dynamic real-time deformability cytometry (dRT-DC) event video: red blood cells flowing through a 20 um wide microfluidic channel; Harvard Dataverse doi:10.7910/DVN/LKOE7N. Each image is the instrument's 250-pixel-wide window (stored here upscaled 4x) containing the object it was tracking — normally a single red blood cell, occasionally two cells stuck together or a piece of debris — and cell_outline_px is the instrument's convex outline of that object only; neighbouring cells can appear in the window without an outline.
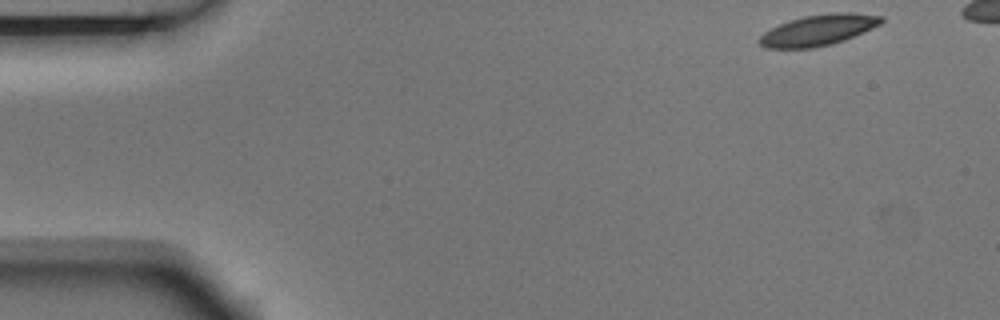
{"species": "Egyptian fruit bat (a non-hibernating species)", "species_latin": "Rousettus aegyptiacus", "temperature_condition": "room temperature", "stored_images_in_passage": 4, "camera_frame_rate_fps": 3000, "um_per_image_px": 0.085, "animal": {"sex": "male"}, "frame": {"image": 1, "passage_image": 1, "time_ms": 0.0, "image_size_px": [1000, 320], "cell_outline_px": [[884, 20], [880, 24], [864, 32], [844, 40], [832, 44], [812, 48], [768, 48], [760, 44], [756, 40], [764, 32], [788, 20], [804, 16], [832, 12], [852, 12], [884, 16]], "centroid_in_image_um": [69.57, 2.55], "position_along_channel_um": 15.4, "area_um2": 22.02}}